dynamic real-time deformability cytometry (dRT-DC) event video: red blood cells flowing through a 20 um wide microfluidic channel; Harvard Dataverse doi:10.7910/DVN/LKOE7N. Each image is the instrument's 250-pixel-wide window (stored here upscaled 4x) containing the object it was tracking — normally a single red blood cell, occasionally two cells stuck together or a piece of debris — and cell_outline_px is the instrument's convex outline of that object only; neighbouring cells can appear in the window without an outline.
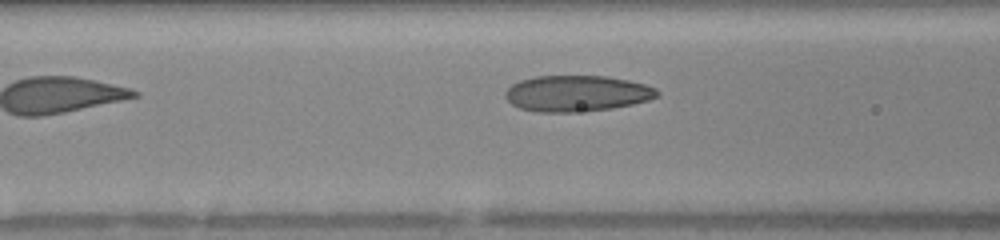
{"species": "human", "species_latin": "Homo sapiens", "temperature_condition": "warm", "stored_images_in_passage": 12, "camera_frame_rate_fps": 3000, "um_per_image_px": 0.085, "donor": {"sex": "female"}, "frame": {"image": 1, "passage_image": 12, "time_ms": 4.0, "image_size_px": [1000, 240], "cell_outline_px": [[660, 96], [648, 100], [632, 104], [612, 108], [572, 112], [536, 112], [520, 108], [512, 104], [504, 96], [504, 92], [512, 84], [520, 80], [536, 76], [608, 76], [628, 80], [644, 84], [656, 88], [660, 92]], "centroid_in_image_um": [49.03, 7.94], "position_along_channel_um": 117.6, "area_um2": 31.96}}